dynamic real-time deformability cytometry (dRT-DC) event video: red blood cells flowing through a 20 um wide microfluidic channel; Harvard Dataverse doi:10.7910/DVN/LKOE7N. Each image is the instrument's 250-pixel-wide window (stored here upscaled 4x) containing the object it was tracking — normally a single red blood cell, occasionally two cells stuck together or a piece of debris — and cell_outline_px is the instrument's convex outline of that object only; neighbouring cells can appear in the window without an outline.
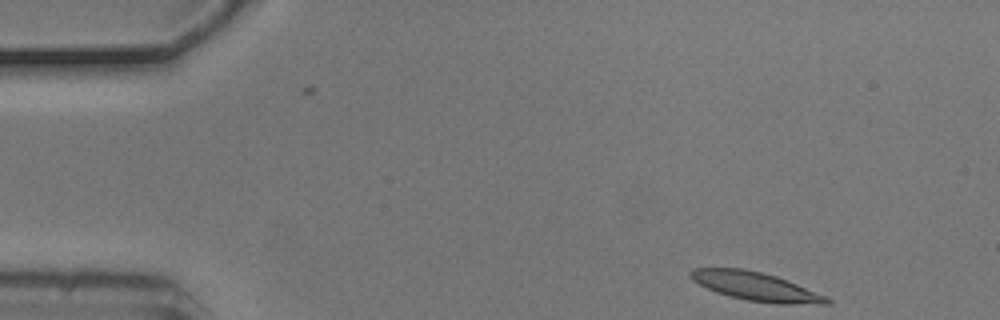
{"species": "common noctule bat (a hibernating species)", "species_latin": "Nyctalus noctula", "temperature_condition": "cold", "stored_images_in_passage": 6, "camera_frame_rate_fps": 3000, "um_per_image_px": 0.085, "animal": {"sex": "male", "body_mass_g": 20.5, "forearm_length_mm": 52.5}, "frame": {"image": 1, "passage_image": 1, "time_ms": 0.0, "image_size_px": [1000, 320], "cell_outline_px": [[832, 304], [776, 304], [748, 300], [728, 296], [716, 292], [692, 280], [688, 276], [688, 272], [692, 268], [744, 268], [776, 276], [788, 280], [828, 296], [832, 300]], "centroid_in_image_um": [64.27, 24.35], "position_along_channel_um": 20.7, "area_um2": 22.95}}
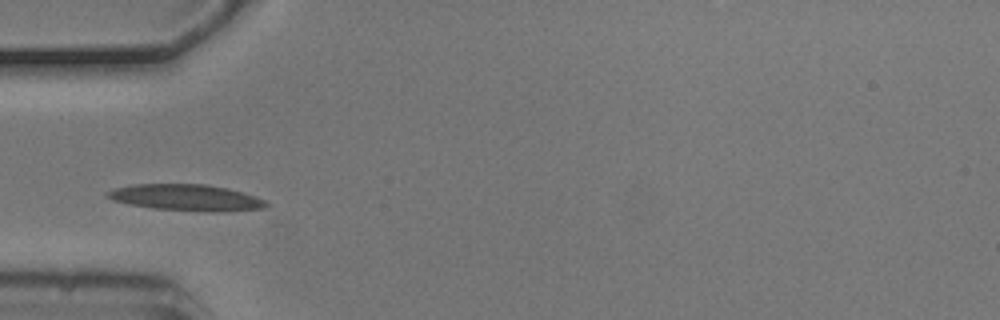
{"frame": {"image": 2, "passage_image": 4, "time_ms": 1.0, "image_size_px": [1000, 320], "cell_outline_px": [[272, 204], [264, 208], [220, 212], [208, 212], [152, 208], [128, 204], [112, 200], [104, 196], [104, 192], [116, 188], [132, 184], [204, 184], [228, 188], [244, 192], [256, 196]], "centroid_in_image_um": [15.84, 16.79], "position_along_channel_um": 69.2, "area_um2": 24.68}}
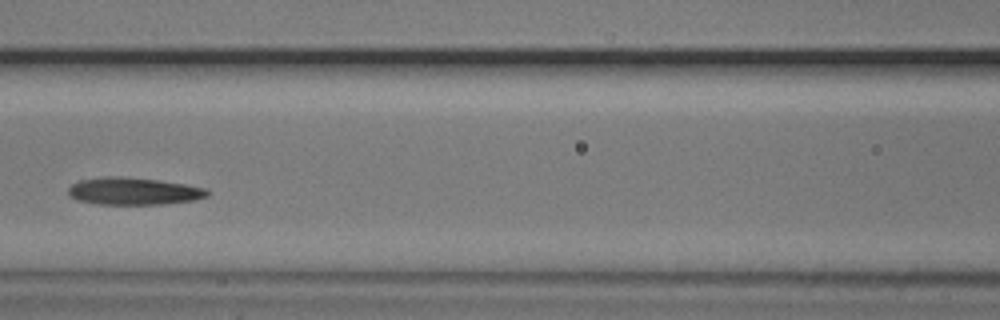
{"frame": {"image": 3, "passage_image": 6, "time_ms": 1.667, "image_size_px": [1000, 320], "cell_outline_px": [[208, 196], [196, 200], [164, 204], [96, 204], [76, 200], [68, 196], [68, 188], [72, 184], [80, 180], [104, 176], [120, 176], [160, 180], [208, 188]], "centroid_in_image_um": [11.34, 16.25], "position_along_channel_um": 155.3, "area_um2": 22.37}}